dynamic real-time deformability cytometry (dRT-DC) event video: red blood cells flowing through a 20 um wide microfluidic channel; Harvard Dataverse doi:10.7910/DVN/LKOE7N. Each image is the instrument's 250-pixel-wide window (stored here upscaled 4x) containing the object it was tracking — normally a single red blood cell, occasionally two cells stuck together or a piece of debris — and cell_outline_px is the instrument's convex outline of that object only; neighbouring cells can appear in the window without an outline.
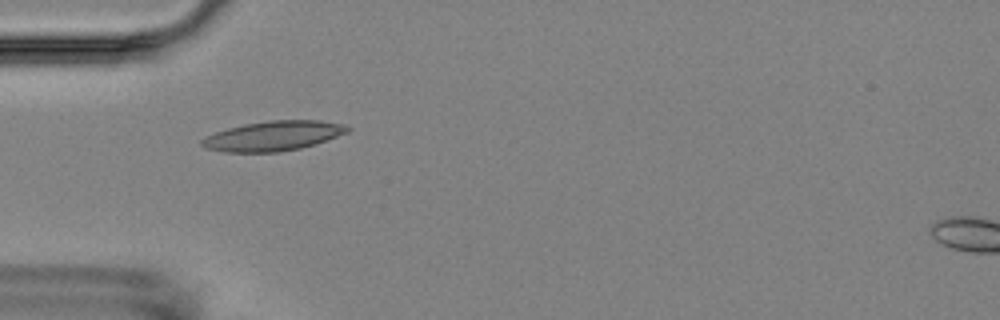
{"species": "Egyptian fruit bat (a non-hibernating species)", "species_latin": "Rousettus aegyptiacus", "temperature_condition": "room temperature", "stored_images_in_passage": 2, "camera_frame_rate_fps": 3000, "um_per_image_px": 0.085, "animal": {"sex": "female"}, "frame": {"image": 1, "passage_image": 1, "time_ms": 0.0, "image_size_px": [1000, 320], "cell_outline_px": [[352, 128], [348, 132], [316, 144], [300, 148], [280, 152], [224, 152], [204, 148], [200, 144], [200, 140], [204, 136], [228, 128], [244, 124], [268, 120], [320, 120], [344, 124]], "centroid_in_image_um": [23.21, 11.55], "position_along_channel_um": 61.8, "area_um2": 25.49}}
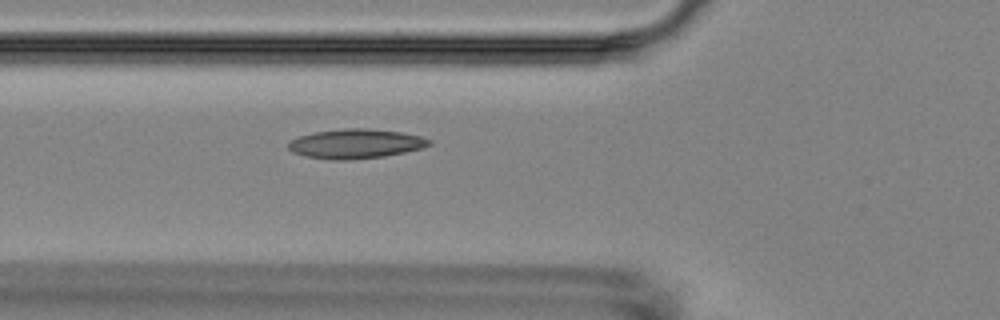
{"frame": {"image": 2, "passage_image": 2, "time_ms": 1.0, "image_size_px": [1000, 320], "cell_outline_px": [[432, 144], [424, 148], [384, 156], [348, 160], [328, 160], [308, 156], [292, 152], [288, 148], [288, 144], [292, 140], [300, 136], [312, 132], [344, 128], [368, 128], [400, 132], [420, 136], [432, 140]], "centroid_in_image_um": [30.25, 12.21], "position_along_channel_um": 95.5, "area_um2": 24.22}}